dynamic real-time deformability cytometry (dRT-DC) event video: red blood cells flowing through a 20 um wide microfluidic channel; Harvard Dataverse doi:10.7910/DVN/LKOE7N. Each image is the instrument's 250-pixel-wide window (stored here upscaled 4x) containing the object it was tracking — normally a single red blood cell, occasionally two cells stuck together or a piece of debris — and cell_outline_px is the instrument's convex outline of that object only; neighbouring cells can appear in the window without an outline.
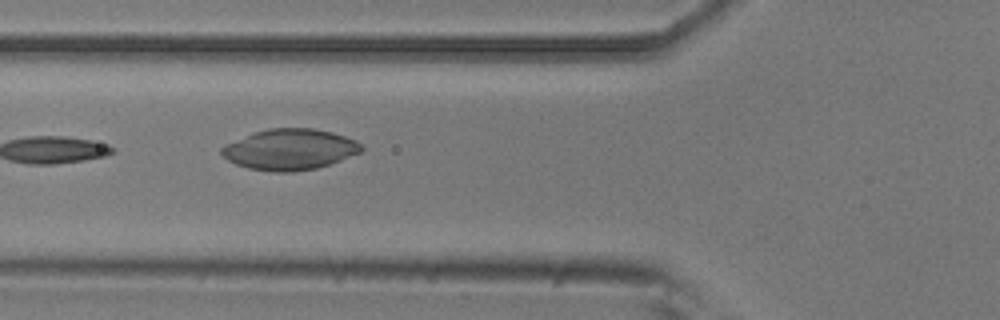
{"species": "common noctule bat (a hibernating species)", "species_latin": "Nyctalus noctula", "temperature_condition": "room temperature", "stored_images_in_passage": 14, "camera_frame_rate_fps": 3000, "um_per_image_px": 0.085, "animal": {"sex": "male", "body_mass_g": 20.5, "forearm_length_mm": 52.5}, "frame": {"image": 1, "passage_image": 5, "time_ms": 1.333, "image_size_px": [1000, 320], "cell_outline_px": [[364, 148], [360, 152], [340, 160], [316, 168], [292, 172], [272, 172], [248, 168], [236, 164], [228, 160], [220, 152], [220, 148], [224, 144], [256, 132], [268, 128], [312, 128], [332, 132], [356, 140]], "centroid_in_image_um": [24.61, 12.7], "position_along_channel_um": 101.2, "area_um2": 33.12}}
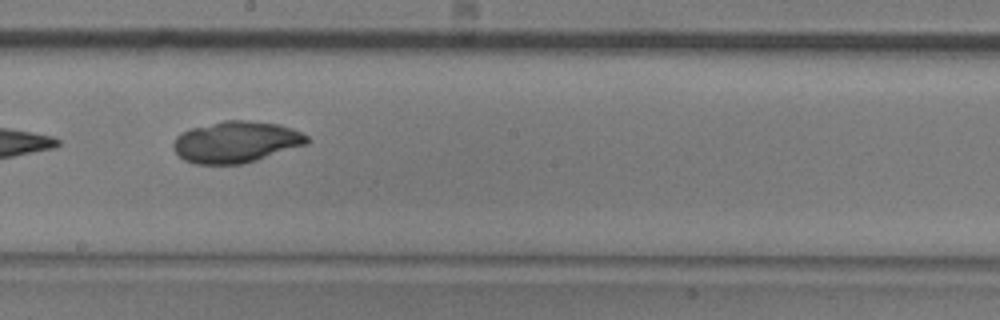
{"frame": {"image": 2, "passage_image": 8, "time_ms": 2.333, "image_size_px": [1000, 320], "cell_outline_px": [[312, 140], [308, 144], [244, 164], [196, 164], [184, 160], [172, 148], [172, 144], [176, 136], [188, 128], [224, 120], [248, 120], [280, 124], [292, 128], [308, 136]], "centroid_in_image_um": [20.07, 12.06], "position_along_channel_um": 228.1, "area_um2": 32.66}}
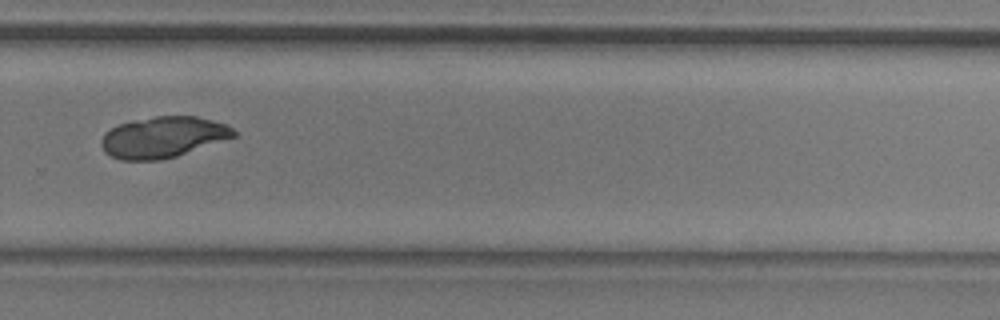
{"frame": {"image": 3, "passage_image": 10, "time_ms": 3.0, "image_size_px": [1000, 320], "cell_outline_px": [[236, 136], [176, 156], [160, 160], [120, 160], [104, 152], [100, 144], [100, 140], [104, 132], [120, 124], [132, 120], [156, 116], [196, 116], [228, 124], [236, 132]], "centroid_in_image_um": [13.84, 11.65], "position_along_channel_um": 316.0, "area_um2": 31.67}}